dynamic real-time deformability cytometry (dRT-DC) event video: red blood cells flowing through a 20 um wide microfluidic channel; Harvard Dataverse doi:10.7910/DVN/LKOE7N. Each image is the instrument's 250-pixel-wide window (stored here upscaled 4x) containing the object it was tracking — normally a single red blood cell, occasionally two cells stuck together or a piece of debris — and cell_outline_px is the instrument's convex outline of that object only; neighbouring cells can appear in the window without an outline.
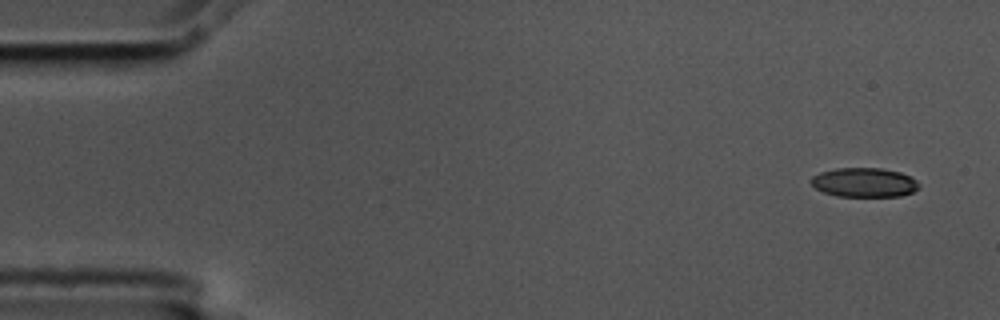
{"species": "common noctule bat (a hibernating species)", "species_latin": "Nyctalus noctula", "temperature_condition": "cold", "stored_images_in_passage": 8, "camera_frame_rate_fps": 3000, "um_per_image_px": 0.085, "animal": {"sex": "male", "body_mass_g": 17.5, "forearm_length_mm": 52.3}, "frame": {"image": 1, "passage_image": 1, "time_ms": 0.0, "image_size_px": [1000, 320], "cell_outline_px": [[920, 188], [912, 192], [900, 196], [836, 196], [824, 192], [816, 188], [808, 180], [812, 176], [820, 172], [836, 168], [880, 168], [900, 172], [916, 180], [920, 184]], "centroid_in_image_um": [73.45, 15.5], "position_along_channel_um": 11.6, "area_um2": 18.44}}
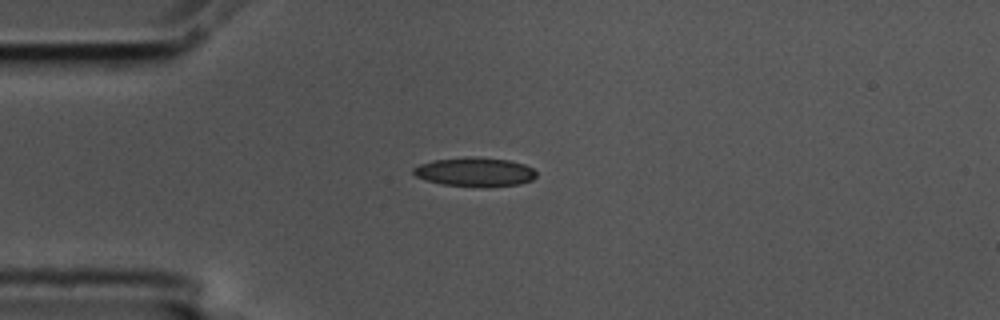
{"frame": {"image": 2, "passage_image": 4, "time_ms": 1.0, "image_size_px": [1000, 320], "cell_outline_px": [[536, 176], [532, 180], [520, 184], [440, 184], [416, 176], [412, 172], [412, 168], [420, 164], [432, 160], [464, 156], [480, 156], [508, 160], [524, 164], [532, 168], [536, 172]], "centroid_in_image_um": [40.33, 14.55], "position_along_channel_um": 44.7, "area_um2": 20.11}}